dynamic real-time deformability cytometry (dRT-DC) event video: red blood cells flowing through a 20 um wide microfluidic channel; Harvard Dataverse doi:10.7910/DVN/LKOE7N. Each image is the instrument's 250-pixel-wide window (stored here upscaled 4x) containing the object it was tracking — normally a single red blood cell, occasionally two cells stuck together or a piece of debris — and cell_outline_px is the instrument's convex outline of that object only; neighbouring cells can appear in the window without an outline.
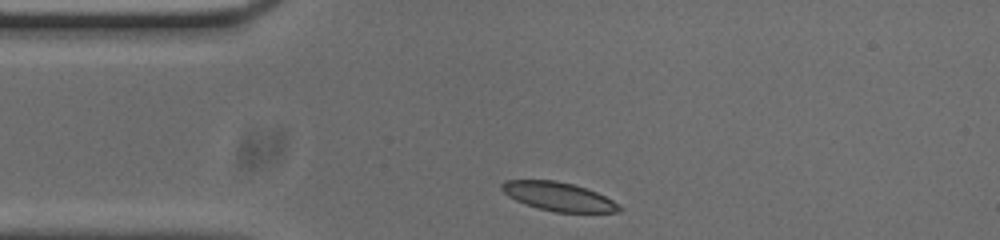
{"species": "common noctule bat (a hibernating species)", "species_latin": "Nyctalus noctula", "temperature_condition": "cold", "stored_images_in_passage": 32, "camera_frame_rate_fps": 3000, "um_per_image_px": 0.085, "animal": {"sex": "male", "body_mass_g": 20.0, "forearm_length_mm": 53.3}, "frame": {"image": 1, "passage_image": 1, "time_ms": 0.0, "image_size_px": [1000, 240], "cell_outline_px": [[624, 208], [620, 212], [556, 212], [536, 208], [524, 204], [508, 196], [500, 188], [500, 184], [504, 180], [556, 180], [572, 184], [596, 192], [612, 200]], "centroid_in_image_um": [47.44, 16.71], "position_along_channel_um": 37.6, "area_um2": 19.65}}
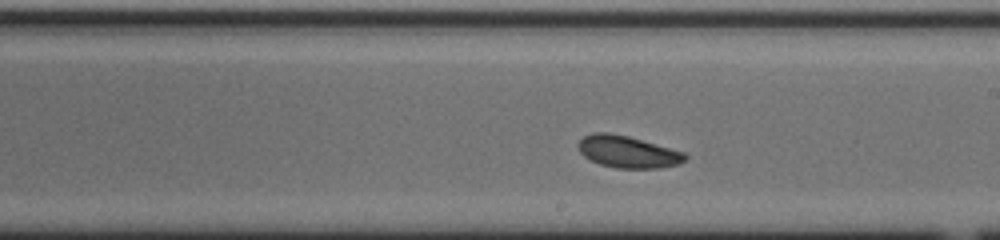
{"frame": {"image": 2, "passage_image": 19, "time_ms": 6.0, "image_size_px": [1000, 240], "cell_outline_px": [[688, 156], [684, 160], [676, 164], [656, 168], [616, 168], [600, 164], [584, 156], [580, 152], [576, 144], [584, 136], [592, 132], [608, 132], [628, 136], [684, 152]], "centroid_in_image_um": [53.31, 12.89], "position_along_channel_um": 235.7, "area_um2": 19.71}}
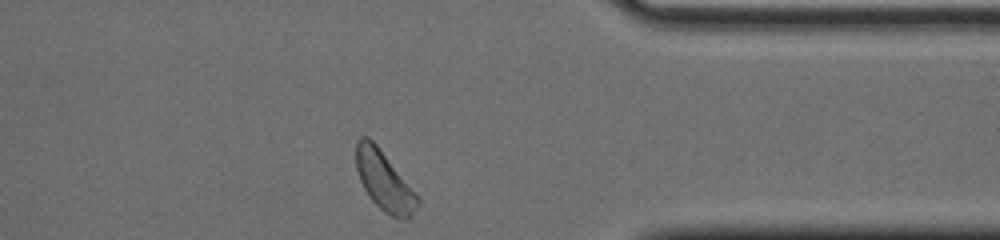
{"frame": {"image": 3, "passage_image": 32, "time_ms": 10.333, "image_size_px": [1000, 240], "cell_outline_px": [[420, 204], [412, 216], [408, 220], [392, 216], [384, 212], [372, 200], [364, 188], [360, 180], [356, 168], [356, 140], [360, 136], [368, 136], [376, 144], [416, 192], [420, 200]], "centroid_in_image_um": [32.68, 15.38], "position_along_channel_um": 378.7, "area_um2": 21.27}, "authors_computed_cell_mechanics": {"area_um2": 19.7676, "velocity_mm_per_s": 3.6624, "shape_relaxation_time_tau1_ms": 10.2426, "shape_relaxation_time_tau2_ms": 5.3694, "deformation_change_tau1": 0.1731, "deformation_change_tau2": 0.0755}}